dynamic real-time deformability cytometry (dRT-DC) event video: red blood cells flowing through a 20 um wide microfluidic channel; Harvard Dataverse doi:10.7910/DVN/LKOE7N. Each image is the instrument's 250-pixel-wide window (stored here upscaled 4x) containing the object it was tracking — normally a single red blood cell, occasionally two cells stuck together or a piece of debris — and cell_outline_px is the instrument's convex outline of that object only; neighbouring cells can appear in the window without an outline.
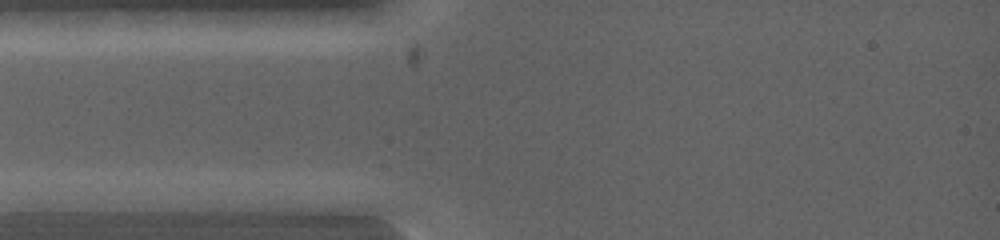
{"species": "common noctule bat (a hibernating species)", "species_latin": "Nyctalus noctula", "temperature_condition": "warm", "stored_images_in_passage": 5, "camera_frame_rate_fps": 5000, "um_per_image_px": 0.085, "animal": {"sex": "female", "body_mass_g": 19.0, "forearm_length_mm": 53.3}, "frame": {"image": 1, "passage_image": 2, "time_ms": 0.6, "image_size_px": [1000, 240], "cell_outline_px": [[104, 200], [96, 212], [16, 212], [12, 200], [32, 192], [96, 192]], "centroid_in_image_um": [4.97, 17.19], "position_along_channel_um": 80.0, "area_um2": 11.96}}